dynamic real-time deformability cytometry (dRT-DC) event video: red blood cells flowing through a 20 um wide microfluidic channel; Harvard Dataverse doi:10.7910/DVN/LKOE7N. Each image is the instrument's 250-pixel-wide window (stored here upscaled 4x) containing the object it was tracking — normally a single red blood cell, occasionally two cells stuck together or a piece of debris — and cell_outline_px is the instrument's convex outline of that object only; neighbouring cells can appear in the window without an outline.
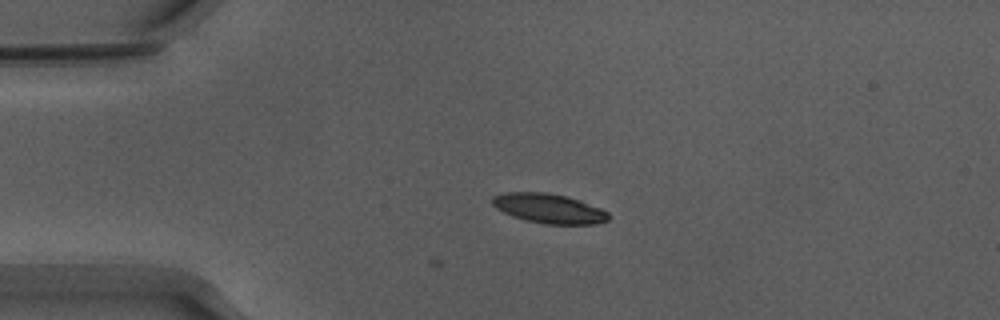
{"species": "Egyptian fruit bat (a non-hibernating species)", "species_latin": "Rousettus aegyptiacus", "temperature_condition": "warm", "stored_images_in_passage": 3, "camera_frame_rate_fps": 3000, "um_per_image_px": 0.085, "animal": {"sex": "male"}, "frame": {"image": 1, "passage_image": 1, "time_ms": 0.0, "image_size_px": [1000, 320], "cell_outline_px": [[608, 220], [596, 224], [544, 224], [512, 216], [496, 208], [492, 204], [492, 196], [504, 192], [548, 192], [568, 196], [600, 208], [608, 212]], "centroid_in_image_um": [46.64, 17.71], "position_along_channel_um": 38.4, "area_um2": 20.0}}